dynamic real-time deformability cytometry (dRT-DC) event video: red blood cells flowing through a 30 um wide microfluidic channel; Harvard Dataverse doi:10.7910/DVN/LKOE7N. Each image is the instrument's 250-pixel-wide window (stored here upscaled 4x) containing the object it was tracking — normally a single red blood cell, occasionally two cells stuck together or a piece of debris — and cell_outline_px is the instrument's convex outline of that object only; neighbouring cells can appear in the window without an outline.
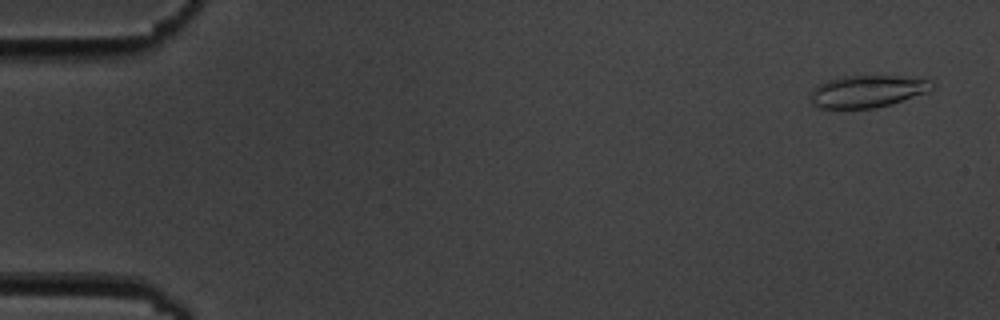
{"species": "common noctule bat (a hibernating species)", "species_latin": "Nyctalus noctula", "temperature_condition": "cold", "stored_images_in_passage": 6, "camera_frame_rate_fps": 3000, "um_per_image_px": 0.085, "animal": {"sex": "male", "body_mass_g": 19.5, "forearm_length_mm": 54.6}, "frame": {"image": 1, "passage_image": 1, "time_ms": 0.0, "image_size_px": [1000, 320], "cell_outline_px": [[936, 88], [928, 92], [892, 104], [876, 108], [820, 108], [812, 104], [808, 96], [812, 88], [816, 84], [840, 76], [896, 76], [932, 80], [936, 84]], "centroid_in_image_um": [73.72, 7.76], "position_along_channel_um": 11.3, "area_um2": 23.24}}